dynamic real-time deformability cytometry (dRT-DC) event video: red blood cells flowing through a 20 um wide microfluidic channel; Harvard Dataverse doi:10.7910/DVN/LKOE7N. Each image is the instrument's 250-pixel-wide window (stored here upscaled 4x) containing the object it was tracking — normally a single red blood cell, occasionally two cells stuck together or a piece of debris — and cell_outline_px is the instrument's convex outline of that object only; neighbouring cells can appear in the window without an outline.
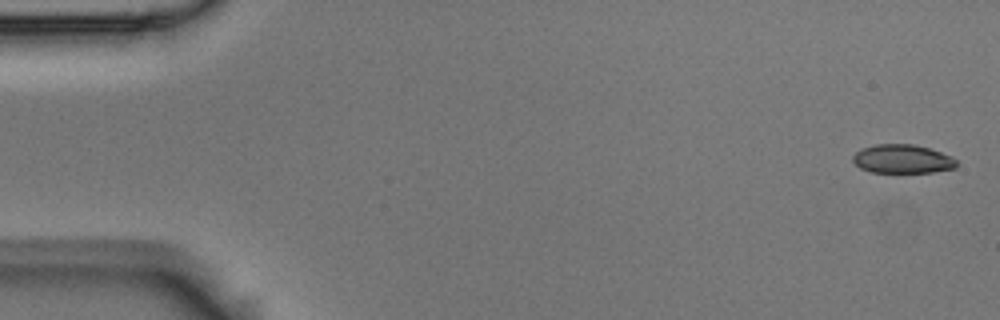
{"species": "Egyptian fruit bat (a non-hibernating species)", "species_latin": "Rousettus aegyptiacus", "temperature_condition": "room temperature", "stored_images_in_passage": 6, "camera_frame_rate_fps": 3000, "um_per_image_px": 0.085, "animal": {"sex": "male"}, "frame": {"image": 1, "passage_image": 1, "time_ms": 0.0, "image_size_px": [1000, 320], "cell_outline_px": [[960, 164], [956, 168], [932, 172], [872, 172], [860, 168], [852, 160], [852, 156], [860, 148], [876, 144], [912, 144], [928, 148], [952, 156]], "centroid_in_image_um": [76.72, 13.51], "position_along_channel_um": 8.3, "area_um2": 17.46}}